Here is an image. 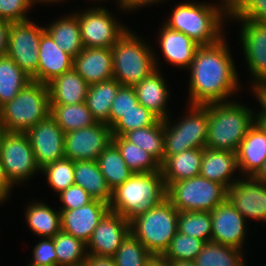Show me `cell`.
I'll return each instance as SVG.
<instances>
[{"mask_svg":"<svg viewBox=\"0 0 266 266\" xmlns=\"http://www.w3.org/2000/svg\"><path fill=\"white\" fill-rule=\"evenodd\" d=\"M159 119L152 111L138 103L111 127L112 136H123L129 131L154 125Z\"/></svg>","mask_w":266,"mask_h":266,"instance_id":"60d3db41","label":"cell"},{"mask_svg":"<svg viewBox=\"0 0 266 266\" xmlns=\"http://www.w3.org/2000/svg\"><path fill=\"white\" fill-rule=\"evenodd\" d=\"M83 266H117L113 257L87 254Z\"/></svg>","mask_w":266,"mask_h":266,"instance_id":"db71d44e","label":"cell"},{"mask_svg":"<svg viewBox=\"0 0 266 266\" xmlns=\"http://www.w3.org/2000/svg\"><path fill=\"white\" fill-rule=\"evenodd\" d=\"M178 213L165 198L160 204L130 220V233L152 255H162L178 232Z\"/></svg>","mask_w":266,"mask_h":266,"instance_id":"52a82bcc","label":"cell"},{"mask_svg":"<svg viewBox=\"0 0 266 266\" xmlns=\"http://www.w3.org/2000/svg\"><path fill=\"white\" fill-rule=\"evenodd\" d=\"M35 3V0H0V20L10 23L30 20L27 13Z\"/></svg>","mask_w":266,"mask_h":266,"instance_id":"f6af8a7d","label":"cell"},{"mask_svg":"<svg viewBox=\"0 0 266 266\" xmlns=\"http://www.w3.org/2000/svg\"><path fill=\"white\" fill-rule=\"evenodd\" d=\"M41 173L57 195L74 185V161L66 157L45 165Z\"/></svg>","mask_w":266,"mask_h":266,"instance_id":"ab89813d","label":"cell"},{"mask_svg":"<svg viewBox=\"0 0 266 266\" xmlns=\"http://www.w3.org/2000/svg\"><path fill=\"white\" fill-rule=\"evenodd\" d=\"M156 69L134 86L138 103L152 111L160 119L169 118L168 100L170 97L167 79Z\"/></svg>","mask_w":266,"mask_h":266,"instance_id":"cb8c5ba5","label":"cell"},{"mask_svg":"<svg viewBox=\"0 0 266 266\" xmlns=\"http://www.w3.org/2000/svg\"><path fill=\"white\" fill-rule=\"evenodd\" d=\"M47 85L50 104L71 105L86 102L89 84L73 67Z\"/></svg>","mask_w":266,"mask_h":266,"instance_id":"484cf974","label":"cell"},{"mask_svg":"<svg viewBox=\"0 0 266 266\" xmlns=\"http://www.w3.org/2000/svg\"><path fill=\"white\" fill-rule=\"evenodd\" d=\"M151 256L146 247L129 233L113 258L117 266H145Z\"/></svg>","mask_w":266,"mask_h":266,"instance_id":"7bdbcfd3","label":"cell"},{"mask_svg":"<svg viewBox=\"0 0 266 266\" xmlns=\"http://www.w3.org/2000/svg\"><path fill=\"white\" fill-rule=\"evenodd\" d=\"M0 114L4 131L26 133L50 116L48 85L29 82L11 101L0 107Z\"/></svg>","mask_w":266,"mask_h":266,"instance_id":"8992f818","label":"cell"},{"mask_svg":"<svg viewBox=\"0 0 266 266\" xmlns=\"http://www.w3.org/2000/svg\"><path fill=\"white\" fill-rule=\"evenodd\" d=\"M251 91L255 98L258 100L259 108L258 113L254 112V115H266V81L252 82Z\"/></svg>","mask_w":266,"mask_h":266,"instance_id":"f907efd6","label":"cell"},{"mask_svg":"<svg viewBox=\"0 0 266 266\" xmlns=\"http://www.w3.org/2000/svg\"><path fill=\"white\" fill-rule=\"evenodd\" d=\"M26 134L40 169L49 163L65 157V132L51 116L38 122Z\"/></svg>","mask_w":266,"mask_h":266,"instance_id":"e0dca14e","label":"cell"},{"mask_svg":"<svg viewBox=\"0 0 266 266\" xmlns=\"http://www.w3.org/2000/svg\"><path fill=\"white\" fill-rule=\"evenodd\" d=\"M129 233V221L118 213L109 210L100 220L87 242V254L113 257Z\"/></svg>","mask_w":266,"mask_h":266,"instance_id":"ac0fdd59","label":"cell"},{"mask_svg":"<svg viewBox=\"0 0 266 266\" xmlns=\"http://www.w3.org/2000/svg\"><path fill=\"white\" fill-rule=\"evenodd\" d=\"M121 84L116 79L89 85L86 104L96 122L109 126V113Z\"/></svg>","mask_w":266,"mask_h":266,"instance_id":"4dcf8cb0","label":"cell"},{"mask_svg":"<svg viewBox=\"0 0 266 266\" xmlns=\"http://www.w3.org/2000/svg\"><path fill=\"white\" fill-rule=\"evenodd\" d=\"M25 220L31 231L41 238H53L61 230V212L43 201H32L25 209Z\"/></svg>","mask_w":266,"mask_h":266,"instance_id":"f546056e","label":"cell"},{"mask_svg":"<svg viewBox=\"0 0 266 266\" xmlns=\"http://www.w3.org/2000/svg\"><path fill=\"white\" fill-rule=\"evenodd\" d=\"M255 123L266 133V115H254Z\"/></svg>","mask_w":266,"mask_h":266,"instance_id":"680465c9","label":"cell"},{"mask_svg":"<svg viewBox=\"0 0 266 266\" xmlns=\"http://www.w3.org/2000/svg\"><path fill=\"white\" fill-rule=\"evenodd\" d=\"M138 104L134 86L121 85L111 105L109 113V127H112L125 113Z\"/></svg>","mask_w":266,"mask_h":266,"instance_id":"ee69618b","label":"cell"},{"mask_svg":"<svg viewBox=\"0 0 266 266\" xmlns=\"http://www.w3.org/2000/svg\"><path fill=\"white\" fill-rule=\"evenodd\" d=\"M31 81V77L7 54L0 55V107L11 101Z\"/></svg>","mask_w":266,"mask_h":266,"instance_id":"d6a6232c","label":"cell"},{"mask_svg":"<svg viewBox=\"0 0 266 266\" xmlns=\"http://www.w3.org/2000/svg\"><path fill=\"white\" fill-rule=\"evenodd\" d=\"M112 143L119 149L127 166L133 173H149L160 170V163L139 146L123 136H112Z\"/></svg>","mask_w":266,"mask_h":266,"instance_id":"8d00e7d4","label":"cell"},{"mask_svg":"<svg viewBox=\"0 0 266 266\" xmlns=\"http://www.w3.org/2000/svg\"><path fill=\"white\" fill-rule=\"evenodd\" d=\"M96 161L111 191L133 175L119 149L112 142L100 153Z\"/></svg>","mask_w":266,"mask_h":266,"instance_id":"836d02e7","label":"cell"},{"mask_svg":"<svg viewBox=\"0 0 266 266\" xmlns=\"http://www.w3.org/2000/svg\"><path fill=\"white\" fill-rule=\"evenodd\" d=\"M13 185L7 179L3 165L0 159V202L5 204L4 202L11 197V191H13Z\"/></svg>","mask_w":266,"mask_h":266,"instance_id":"f5cc1de1","label":"cell"},{"mask_svg":"<svg viewBox=\"0 0 266 266\" xmlns=\"http://www.w3.org/2000/svg\"><path fill=\"white\" fill-rule=\"evenodd\" d=\"M240 18L242 20L266 22V0L256 1Z\"/></svg>","mask_w":266,"mask_h":266,"instance_id":"681fc988","label":"cell"},{"mask_svg":"<svg viewBox=\"0 0 266 266\" xmlns=\"http://www.w3.org/2000/svg\"><path fill=\"white\" fill-rule=\"evenodd\" d=\"M258 0H226L227 19L241 17Z\"/></svg>","mask_w":266,"mask_h":266,"instance_id":"c3c4849f","label":"cell"},{"mask_svg":"<svg viewBox=\"0 0 266 266\" xmlns=\"http://www.w3.org/2000/svg\"><path fill=\"white\" fill-rule=\"evenodd\" d=\"M73 68L89 85L113 79L112 49L84 47L73 58Z\"/></svg>","mask_w":266,"mask_h":266,"instance_id":"44dd1931","label":"cell"},{"mask_svg":"<svg viewBox=\"0 0 266 266\" xmlns=\"http://www.w3.org/2000/svg\"><path fill=\"white\" fill-rule=\"evenodd\" d=\"M44 26L27 20L11 23L7 55L31 78L37 73L38 50Z\"/></svg>","mask_w":266,"mask_h":266,"instance_id":"7c38bea8","label":"cell"},{"mask_svg":"<svg viewBox=\"0 0 266 266\" xmlns=\"http://www.w3.org/2000/svg\"><path fill=\"white\" fill-rule=\"evenodd\" d=\"M166 0H118V6L120 7L119 9L124 11H136L140 7L144 6H152L153 4L161 3ZM135 9V10H134Z\"/></svg>","mask_w":266,"mask_h":266,"instance_id":"816d5d0a","label":"cell"},{"mask_svg":"<svg viewBox=\"0 0 266 266\" xmlns=\"http://www.w3.org/2000/svg\"><path fill=\"white\" fill-rule=\"evenodd\" d=\"M237 171H239V168L235 152L203 149L200 176L228 188L242 176L234 175Z\"/></svg>","mask_w":266,"mask_h":266,"instance_id":"603a6c76","label":"cell"},{"mask_svg":"<svg viewBox=\"0 0 266 266\" xmlns=\"http://www.w3.org/2000/svg\"><path fill=\"white\" fill-rule=\"evenodd\" d=\"M238 173L254 176L266 160V133L254 123L240 142L236 152Z\"/></svg>","mask_w":266,"mask_h":266,"instance_id":"d4e9b609","label":"cell"},{"mask_svg":"<svg viewBox=\"0 0 266 266\" xmlns=\"http://www.w3.org/2000/svg\"><path fill=\"white\" fill-rule=\"evenodd\" d=\"M10 22L0 20V55L7 53Z\"/></svg>","mask_w":266,"mask_h":266,"instance_id":"11a10c76","label":"cell"},{"mask_svg":"<svg viewBox=\"0 0 266 266\" xmlns=\"http://www.w3.org/2000/svg\"><path fill=\"white\" fill-rule=\"evenodd\" d=\"M208 107L206 148L237 152L248 129L255 123L253 109L237 100L211 103Z\"/></svg>","mask_w":266,"mask_h":266,"instance_id":"3957f363","label":"cell"},{"mask_svg":"<svg viewBox=\"0 0 266 266\" xmlns=\"http://www.w3.org/2000/svg\"><path fill=\"white\" fill-rule=\"evenodd\" d=\"M32 256L30 265L57 266V255L54 250L53 238H41L33 247Z\"/></svg>","mask_w":266,"mask_h":266,"instance_id":"bcb514c9","label":"cell"},{"mask_svg":"<svg viewBox=\"0 0 266 266\" xmlns=\"http://www.w3.org/2000/svg\"><path fill=\"white\" fill-rule=\"evenodd\" d=\"M170 266H196L195 261L177 260L171 261Z\"/></svg>","mask_w":266,"mask_h":266,"instance_id":"91938a15","label":"cell"},{"mask_svg":"<svg viewBox=\"0 0 266 266\" xmlns=\"http://www.w3.org/2000/svg\"><path fill=\"white\" fill-rule=\"evenodd\" d=\"M212 220V241L222 245L244 250L246 237L248 236V221L226 199L223 203L210 211Z\"/></svg>","mask_w":266,"mask_h":266,"instance_id":"2e32d148","label":"cell"},{"mask_svg":"<svg viewBox=\"0 0 266 266\" xmlns=\"http://www.w3.org/2000/svg\"><path fill=\"white\" fill-rule=\"evenodd\" d=\"M62 1L64 2V1H66V0H35L36 4H37V3H40V4H41V3H44V4H45V3H46V4H47V3H50L51 5H52V3H54V4H55V3H56V4L58 3V4H59V2H62Z\"/></svg>","mask_w":266,"mask_h":266,"instance_id":"94428289","label":"cell"},{"mask_svg":"<svg viewBox=\"0 0 266 266\" xmlns=\"http://www.w3.org/2000/svg\"><path fill=\"white\" fill-rule=\"evenodd\" d=\"M187 112L178 119L180 121L172 122L170 117L164 119V160L188 149L206 148L208 107L188 105Z\"/></svg>","mask_w":266,"mask_h":266,"instance_id":"ba28073f","label":"cell"},{"mask_svg":"<svg viewBox=\"0 0 266 266\" xmlns=\"http://www.w3.org/2000/svg\"><path fill=\"white\" fill-rule=\"evenodd\" d=\"M203 149H188L182 153L168 156L160 170L167 186L170 183L200 175Z\"/></svg>","mask_w":266,"mask_h":266,"instance_id":"4316f807","label":"cell"},{"mask_svg":"<svg viewBox=\"0 0 266 266\" xmlns=\"http://www.w3.org/2000/svg\"><path fill=\"white\" fill-rule=\"evenodd\" d=\"M111 142V127L96 122L92 126L65 133V157L72 161L97 160Z\"/></svg>","mask_w":266,"mask_h":266,"instance_id":"4fadbf2b","label":"cell"},{"mask_svg":"<svg viewBox=\"0 0 266 266\" xmlns=\"http://www.w3.org/2000/svg\"><path fill=\"white\" fill-rule=\"evenodd\" d=\"M57 266H83L87 256L86 243L60 230L54 237Z\"/></svg>","mask_w":266,"mask_h":266,"instance_id":"74e56055","label":"cell"},{"mask_svg":"<svg viewBox=\"0 0 266 266\" xmlns=\"http://www.w3.org/2000/svg\"><path fill=\"white\" fill-rule=\"evenodd\" d=\"M226 39L223 37L214 44L198 47L188 68L190 78L187 104L228 102L232 94H236L242 87Z\"/></svg>","mask_w":266,"mask_h":266,"instance_id":"6da1fadb","label":"cell"},{"mask_svg":"<svg viewBox=\"0 0 266 266\" xmlns=\"http://www.w3.org/2000/svg\"><path fill=\"white\" fill-rule=\"evenodd\" d=\"M178 232L200 239L212 241V220L210 212L179 211Z\"/></svg>","mask_w":266,"mask_h":266,"instance_id":"f35d334b","label":"cell"},{"mask_svg":"<svg viewBox=\"0 0 266 266\" xmlns=\"http://www.w3.org/2000/svg\"><path fill=\"white\" fill-rule=\"evenodd\" d=\"M205 242L177 232L162 256L169 262L177 260L195 261Z\"/></svg>","mask_w":266,"mask_h":266,"instance_id":"b9f144b4","label":"cell"},{"mask_svg":"<svg viewBox=\"0 0 266 266\" xmlns=\"http://www.w3.org/2000/svg\"><path fill=\"white\" fill-rule=\"evenodd\" d=\"M253 177L257 180L266 183V160L263 162V165L260 170Z\"/></svg>","mask_w":266,"mask_h":266,"instance_id":"6f0895ef","label":"cell"},{"mask_svg":"<svg viewBox=\"0 0 266 266\" xmlns=\"http://www.w3.org/2000/svg\"><path fill=\"white\" fill-rule=\"evenodd\" d=\"M166 198L161 171L133 173L123 184L112 190L109 210L128 221L147 212Z\"/></svg>","mask_w":266,"mask_h":266,"instance_id":"277c9868","label":"cell"},{"mask_svg":"<svg viewBox=\"0 0 266 266\" xmlns=\"http://www.w3.org/2000/svg\"><path fill=\"white\" fill-rule=\"evenodd\" d=\"M240 25L241 49L253 82L266 81V22L242 20L234 17ZM253 77V78H252Z\"/></svg>","mask_w":266,"mask_h":266,"instance_id":"9a60e30c","label":"cell"},{"mask_svg":"<svg viewBox=\"0 0 266 266\" xmlns=\"http://www.w3.org/2000/svg\"><path fill=\"white\" fill-rule=\"evenodd\" d=\"M241 176L227 188V199L247 221L266 223V183Z\"/></svg>","mask_w":266,"mask_h":266,"instance_id":"5bb4252c","label":"cell"},{"mask_svg":"<svg viewBox=\"0 0 266 266\" xmlns=\"http://www.w3.org/2000/svg\"><path fill=\"white\" fill-rule=\"evenodd\" d=\"M63 207L59 210H72L85 206L94 199L81 186L72 185L58 194Z\"/></svg>","mask_w":266,"mask_h":266,"instance_id":"7dc6e473","label":"cell"},{"mask_svg":"<svg viewBox=\"0 0 266 266\" xmlns=\"http://www.w3.org/2000/svg\"><path fill=\"white\" fill-rule=\"evenodd\" d=\"M123 137L151 154L160 164L164 161V120L129 131Z\"/></svg>","mask_w":266,"mask_h":266,"instance_id":"d590c367","label":"cell"},{"mask_svg":"<svg viewBox=\"0 0 266 266\" xmlns=\"http://www.w3.org/2000/svg\"><path fill=\"white\" fill-rule=\"evenodd\" d=\"M50 116L65 133L96 123L86 102L71 105L50 104Z\"/></svg>","mask_w":266,"mask_h":266,"instance_id":"1f68e13d","label":"cell"},{"mask_svg":"<svg viewBox=\"0 0 266 266\" xmlns=\"http://www.w3.org/2000/svg\"><path fill=\"white\" fill-rule=\"evenodd\" d=\"M129 29L111 48L113 78L121 85L135 86L159 69L160 64L159 58L154 53L155 49H152L153 47L148 42L146 43V40Z\"/></svg>","mask_w":266,"mask_h":266,"instance_id":"5b68a950","label":"cell"},{"mask_svg":"<svg viewBox=\"0 0 266 266\" xmlns=\"http://www.w3.org/2000/svg\"><path fill=\"white\" fill-rule=\"evenodd\" d=\"M0 159L13 186L32 180L38 172L41 174L26 133L4 131L0 136Z\"/></svg>","mask_w":266,"mask_h":266,"instance_id":"30bf717a","label":"cell"},{"mask_svg":"<svg viewBox=\"0 0 266 266\" xmlns=\"http://www.w3.org/2000/svg\"><path fill=\"white\" fill-rule=\"evenodd\" d=\"M145 266H170V262L162 255H152Z\"/></svg>","mask_w":266,"mask_h":266,"instance_id":"9f6ffc18","label":"cell"},{"mask_svg":"<svg viewBox=\"0 0 266 266\" xmlns=\"http://www.w3.org/2000/svg\"><path fill=\"white\" fill-rule=\"evenodd\" d=\"M210 2H181L171 11L164 23L170 29L182 32L199 46L211 45L222 39L226 32V0ZM220 4V5H219Z\"/></svg>","mask_w":266,"mask_h":266,"instance_id":"7a4b0ae2","label":"cell"},{"mask_svg":"<svg viewBox=\"0 0 266 266\" xmlns=\"http://www.w3.org/2000/svg\"><path fill=\"white\" fill-rule=\"evenodd\" d=\"M158 34V44L164 60L178 69L188 70L199 45L184 33L170 29L165 24Z\"/></svg>","mask_w":266,"mask_h":266,"instance_id":"7402d4cb","label":"cell"},{"mask_svg":"<svg viewBox=\"0 0 266 266\" xmlns=\"http://www.w3.org/2000/svg\"><path fill=\"white\" fill-rule=\"evenodd\" d=\"M108 211L109 204L99 200H93L76 209L60 210L61 230L87 244L94 229Z\"/></svg>","mask_w":266,"mask_h":266,"instance_id":"d6986e66","label":"cell"},{"mask_svg":"<svg viewBox=\"0 0 266 266\" xmlns=\"http://www.w3.org/2000/svg\"><path fill=\"white\" fill-rule=\"evenodd\" d=\"M3 132H4V130H3V127H2L1 114H0V136L2 135Z\"/></svg>","mask_w":266,"mask_h":266,"instance_id":"6125c7cd","label":"cell"},{"mask_svg":"<svg viewBox=\"0 0 266 266\" xmlns=\"http://www.w3.org/2000/svg\"><path fill=\"white\" fill-rule=\"evenodd\" d=\"M166 199L178 211L210 212L227 199V188L199 175L168 184Z\"/></svg>","mask_w":266,"mask_h":266,"instance_id":"9c48e42d","label":"cell"},{"mask_svg":"<svg viewBox=\"0 0 266 266\" xmlns=\"http://www.w3.org/2000/svg\"><path fill=\"white\" fill-rule=\"evenodd\" d=\"M38 56L37 73L32 81L48 84L73 67V57L57 46L46 30L41 34Z\"/></svg>","mask_w":266,"mask_h":266,"instance_id":"ffe728a7","label":"cell"},{"mask_svg":"<svg viewBox=\"0 0 266 266\" xmlns=\"http://www.w3.org/2000/svg\"><path fill=\"white\" fill-rule=\"evenodd\" d=\"M44 28L51 35L55 44L73 58L84 48L80 24L73 12L57 18L46 26L44 25Z\"/></svg>","mask_w":266,"mask_h":266,"instance_id":"f1b7e54d","label":"cell"},{"mask_svg":"<svg viewBox=\"0 0 266 266\" xmlns=\"http://www.w3.org/2000/svg\"><path fill=\"white\" fill-rule=\"evenodd\" d=\"M245 251L209 241L195 259L196 266H246Z\"/></svg>","mask_w":266,"mask_h":266,"instance_id":"e575fe53","label":"cell"},{"mask_svg":"<svg viewBox=\"0 0 266 266\" xmlns=\"http://www.w3.org/2000/svg\"><path fill=\"white\" fill-rule=\"evenodd\" d=\"M74 185L81 186L94 200L111 202L112 191L96 160L74 161Z\"/></svg>","mask_w":266,"mask_h":266,"instance_id":"83f0119b","label":"cell"},{"mask_svg":"<svg viewBox=\"0 0 266 266\" xmlns=\"http://www.w3.org/2000/svg\"><path fill=\"white\" fill-rule=\"evenodd\" d=\"M73 13L77 16L80 24L84 47L112 48L128 29V26L125 27V24L120 23L119 18L114 16L109 9L100 5Z\"/></svg>","mask_w":266,"mask_h":266,"instance_id":"8fae6325","label":"cell"}]
</instances>
